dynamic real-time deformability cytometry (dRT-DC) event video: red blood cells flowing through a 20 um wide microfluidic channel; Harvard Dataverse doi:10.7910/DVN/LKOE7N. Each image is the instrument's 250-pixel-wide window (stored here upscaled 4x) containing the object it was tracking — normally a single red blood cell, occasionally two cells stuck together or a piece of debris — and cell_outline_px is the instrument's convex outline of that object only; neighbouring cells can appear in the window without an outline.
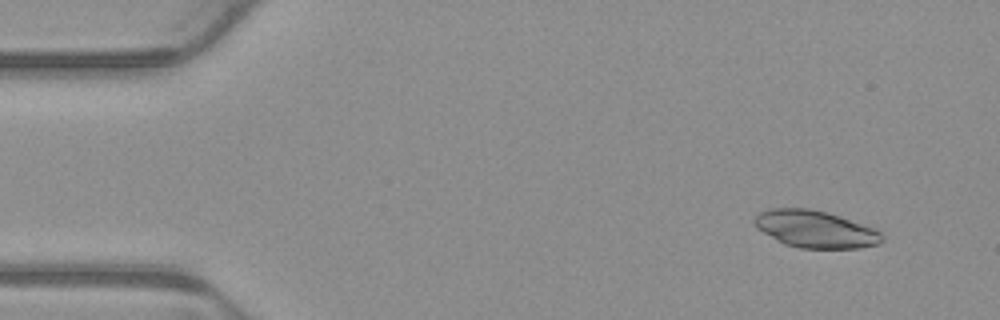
{"species": "common noctule bat (a hibernating species)", "species_latin": "Nyctalus noctula", "temperature_condition": "warm", "stored_images_in_passage": 3, "camera_frame_rate_fps": 3000, "um_per_image_px": 0.085, "animal": {"sex": "male", "body_mass_g": 23.1, "forearm_length_mm": 52.7}, "frame": {"image": 1, "passage_image": 1, "time_ms": 0.0, "image_size_px": [1000, 320], "cell_outline_px": [[884, 240], [880, 244], [860, 248], [800, 248], [784, 244], [776, 240], [756, 228], [752, 224], [752, 220], [760, 212], [768, 208], [808, 208], [828, 212], [876, 228], [884, 236]], "centroid_in_image_um": [69.31, 19.47], "position_along_channel_um": 15.7, "area_um2": 28.03}}